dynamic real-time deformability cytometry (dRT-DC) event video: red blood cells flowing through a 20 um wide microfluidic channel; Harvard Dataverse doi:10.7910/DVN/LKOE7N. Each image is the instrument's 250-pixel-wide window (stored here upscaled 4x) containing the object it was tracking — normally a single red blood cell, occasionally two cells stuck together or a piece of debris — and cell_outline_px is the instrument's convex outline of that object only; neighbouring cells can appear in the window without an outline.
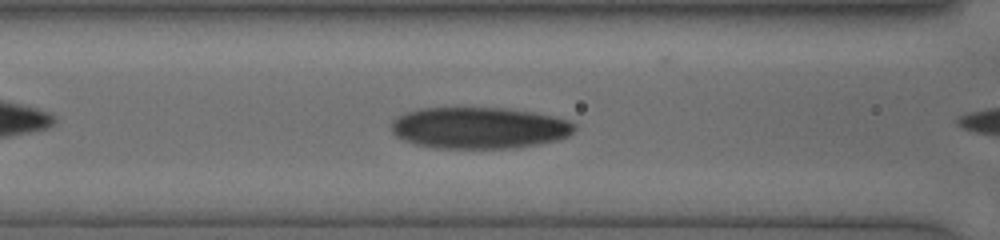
{"species": "human", "species_latin": "Homo sapiens", "temperature_condition": "cold", "stored_images_in_passage": 28, "camera_frame_rate_fps": 3000, "um_per_image_px": 0.085, "donor": {"sex": "female"}, "frame": {"image": 1, "passage_image": 10, "time_ms": 3.0, "image_size_px": [1000, 240], "cell_outline_px": [[576, 128], [568, 136], [560, 140], [516, 148], [436, 148], [416, 144], [404, 140], [396, 136], [392, 132], [392, 120], [408, 112], [420, 108], [504, 108], [552, 116], [568, 120], [576, 124]], "centroid_in_image_um": [40.75, 10.88], "position_along_channel_um": 125.9, "area_um2": 44.16}}
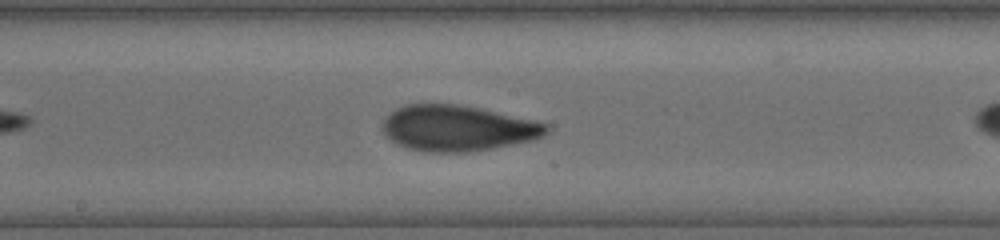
{"frame": {"image": 2, "passage_image": 16, "time_ms": 5.0, "image_size_px": [1000, 240], "cell_outline_px": [[552, 128], [544, 136], [536, 140], [492, 148], [468, 152], [428, 152], [408, 148], [396, 144], [384, 132], [384, 120], [396, 108], [404, 104], [456, 104], [480, 108], [548, 124]], "centroid_in_image_um": [38.94, 10.9], "position_along_channel_um": 209.3, "area_um2": 43.52}}
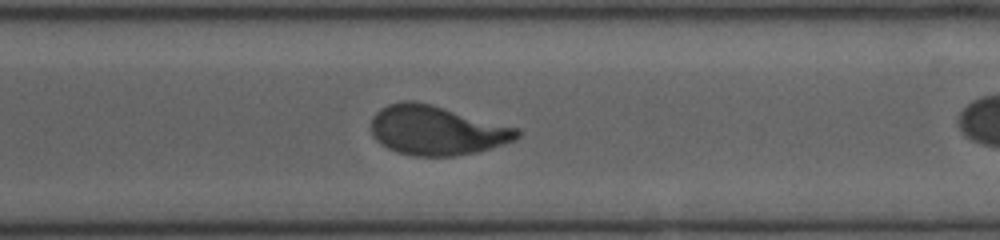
{"frame": {"image": 3, "passage_image": 24, "time_ms": 8.0, "image_size_px": [1000, 240], "cell_outline_px": [[520, 136], [516, 140], [488, 148], [472, 152], [452, 156], [412, 156], [396, 152], [380, 144], [372, 136], [372, 116], [380, 108], [388, 104], [404, 100], [412, 100], [432, 104], [516, 128], [520, 132]], "centroid_in_image_um": [37.05, 11.07], "position_along_channel_um": 333.6, "area_um2": 41.73}}